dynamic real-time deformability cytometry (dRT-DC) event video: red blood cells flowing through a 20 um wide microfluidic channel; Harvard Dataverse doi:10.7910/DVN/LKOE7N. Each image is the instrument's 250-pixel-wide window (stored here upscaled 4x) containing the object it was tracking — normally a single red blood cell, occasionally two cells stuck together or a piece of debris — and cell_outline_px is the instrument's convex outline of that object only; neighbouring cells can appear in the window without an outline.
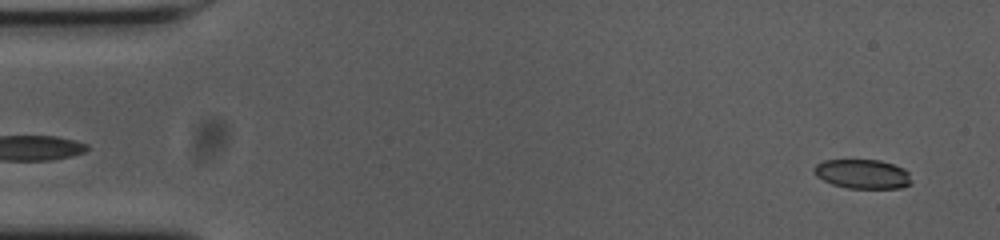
{"species": "common noctule bat (a hibernating species)", "species_latin": "Nyctalus noctula", "temperature_condition": "cold", "stored_images_in_passage": 54, "camera_frame_rate_fps": 3000, "um_per_image_px": 0.085, "animal": {"sex": "female", "body_mass_g": 23.0, "forearm_length_mm": 53.4}, "frame": {"image": 1, "passage_image": 2, "time_ms": 0.333, "image_size_px": [1000, 240], "cell_outline_px": [[912, 184], [900, 188], [848, 188], [832, 184], [816, 176], [812, 168], [816, 164], [824, 160], [880, 160], [904, 168], [908, 172], [912, 180]], "centroid_in_image_um": [73.33, 14.79], "position_along_channel_um": 11.7, "area_um2": 16.7}}
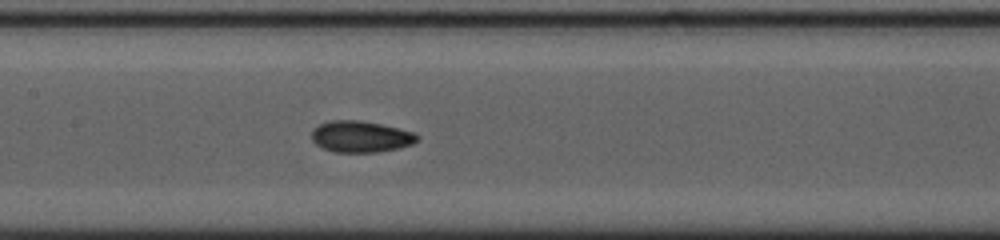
{"frame": {"image": 2, "passage_image": 25, "time_ms": 8.0, "image_size_px": [1000, 240], "cell_outline_px": [[420, 140], [412, 144], [396, 148], [376, 152], [332, 152], [316, 144], [312, 140], [312, 128], [328, 120], [360, 120], [380, 124], [416, 132], [420, 136]], "centroid_in_image_um": [30.67, 11.6], "position_along_channel_um": 176.7, "area_um2": 19.42}}
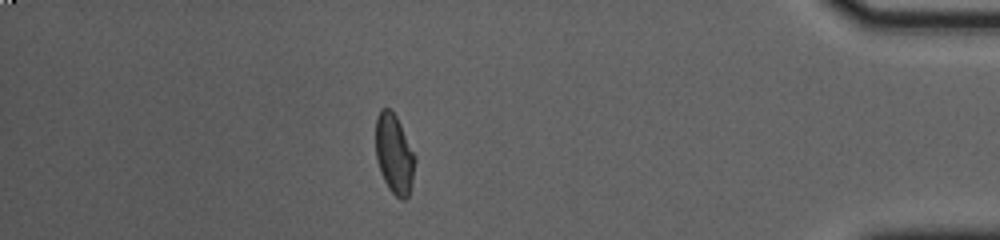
{"frame": {"image": 3, "passage_image": 47, "time_ms": 15.333, "image_size_px": [1000, 240], "cell_outline_px": [[416, 160], [412, 180], [408, 196], [404, 200], [400, 200], [388, 188], [380, 172], [376, 156], [376, 116], [380, 108], [388, 108], [396, 116], [416, 156]], "centroid_in_image_um": [33.5, 13.09], "position_along_channel_um": 401.7, "area_um2": 18.21}, "authors_computed_cell_mechanics": {"area_um2": 18.3804, "velocity_mm_per_s": 3.6923, "shape_relaxation_time_tau1_ms": 6.3202, "shape_relaxation_time_tau2_ms": 2.0366, "deformation_change_tau1": 0.1619, "deformation_change_tau2": 0.0672}}